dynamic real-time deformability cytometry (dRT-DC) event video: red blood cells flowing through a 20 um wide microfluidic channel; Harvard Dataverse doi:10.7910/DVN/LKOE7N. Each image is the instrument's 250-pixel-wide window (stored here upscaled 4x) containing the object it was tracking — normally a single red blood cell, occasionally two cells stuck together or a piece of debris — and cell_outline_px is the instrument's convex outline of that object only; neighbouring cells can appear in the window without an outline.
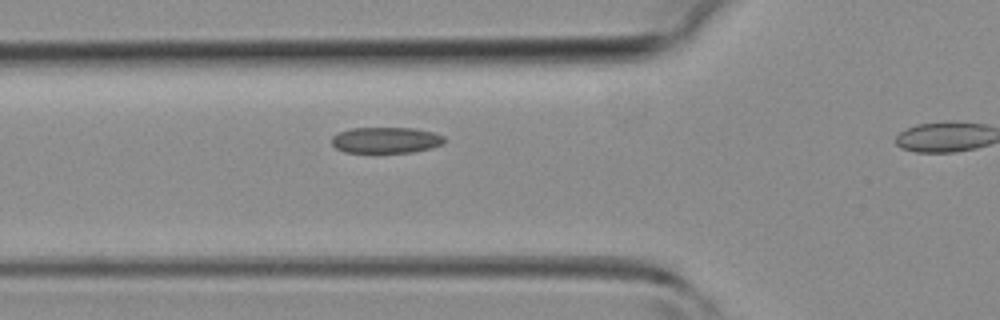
{"species": "common noctule bat (a hibernating species)", "species_latin": "Nyctalus noctula", "temperature_condition": "room temperature", "stored_images_in_passage": 10, "camera_frame_rate_fps": 3000, "um_per_image_px": 0.085, "animal": {"sex": "female", "body_mass_g": 19.3, "forearm_length_mm": 54.1}, "frame": {"image": 1, "passage_image": 9, "time_ms": 2.667, "image_size_px": [1000, 320], "cell_outline_px": [[444, 144], [432, 148], [412, 152], [344, 152], [336, 148], [332, 144], [332, 136], [340, 132], [352, 128], [416, 128], [432, 132], [444, 136]], "centroid_in_image_um": [32.82, 11.91], "position_along_channel_um": 93.0, "area_um2": 17.05}}